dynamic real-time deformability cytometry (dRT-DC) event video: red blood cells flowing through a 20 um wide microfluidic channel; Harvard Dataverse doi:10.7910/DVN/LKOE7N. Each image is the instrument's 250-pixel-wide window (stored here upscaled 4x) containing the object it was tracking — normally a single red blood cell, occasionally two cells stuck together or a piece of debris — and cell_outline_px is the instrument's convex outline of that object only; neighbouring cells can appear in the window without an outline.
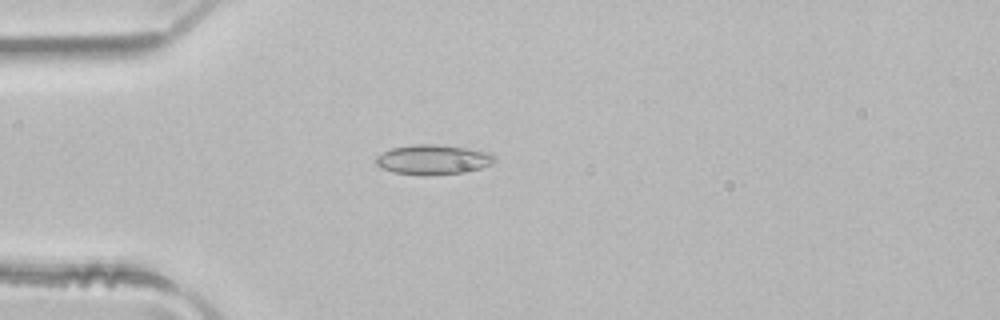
{"species": "common noctule bat (a hibernating species)", "species_latin": "Nyctalus noctula", "temperature_condition": "room temperature", "stored_images_in_passage": 3, "camera_frame_rate_fps": 3000, "um_per_image_px": 0.085, "animal": {"sex": "male", "body_mass_g": 21.5, "forearm_length_mm": 52.0}, "frame": {"image": 1, "passage_image": 3, "time_ms": 0.667, "image_size_px": [1000, 320], "cell_outline_px": [[496, 160], [492, 164], [480, 168], [464, 172], [424, 176], [396, 172], [380, 168], [376, 164], [376, 156], [392, 148], [412, 144], [436, 144], [468, 148], [492, 152], [496, 156]], "centroid_in_image_um": [36.85, 13.56], "position_along_channel_um": 48.2, "area_um2": 20.81}}